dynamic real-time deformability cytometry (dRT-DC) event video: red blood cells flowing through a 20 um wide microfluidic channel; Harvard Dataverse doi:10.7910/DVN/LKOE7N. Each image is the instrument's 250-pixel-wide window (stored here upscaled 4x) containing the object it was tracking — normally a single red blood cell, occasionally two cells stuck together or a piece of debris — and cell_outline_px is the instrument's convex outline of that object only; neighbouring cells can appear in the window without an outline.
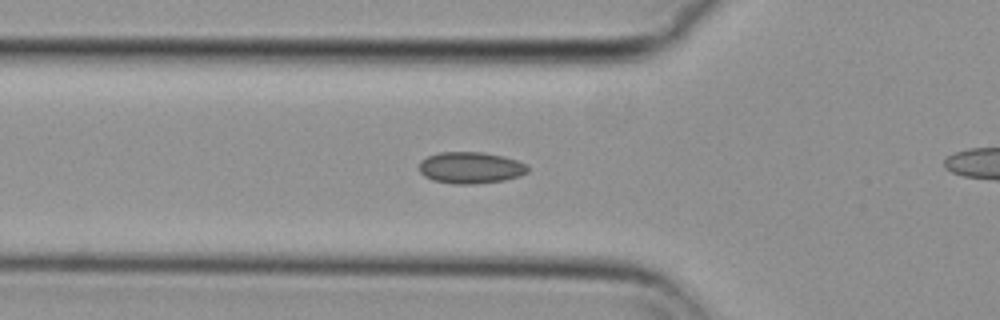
{"species": "common noctule bat (a hibernating species)", "species_latin": "Nyctalus noctula", "temperature_condition": "cold", "stored_images_in_passage": 15, "camera_frame_rate_fps": 3000, "um_per_image_px": 0.085, "animal": {"sex": "female", "body_mass_g": 29.2, "forearm_length_mm": 56.3}, "frame": {"image": 1, "passage_image": 13, "time_ms": 4.0, "image_size_px": [1000, 320], "cell_outline_px": [[528, 172], [520, 176], [504, 180], [472, 184], [456, 184], [432, 180], [424, 176], [420, 172], [420, 160], [428, 156], [440, 152], [484, 152], [516, 160], [524, 164], [528, 168]], "centroid_in_image_um": [39.97, 14.26], "position_along_channel_um": 85.8, "area_um2": 19.83}}